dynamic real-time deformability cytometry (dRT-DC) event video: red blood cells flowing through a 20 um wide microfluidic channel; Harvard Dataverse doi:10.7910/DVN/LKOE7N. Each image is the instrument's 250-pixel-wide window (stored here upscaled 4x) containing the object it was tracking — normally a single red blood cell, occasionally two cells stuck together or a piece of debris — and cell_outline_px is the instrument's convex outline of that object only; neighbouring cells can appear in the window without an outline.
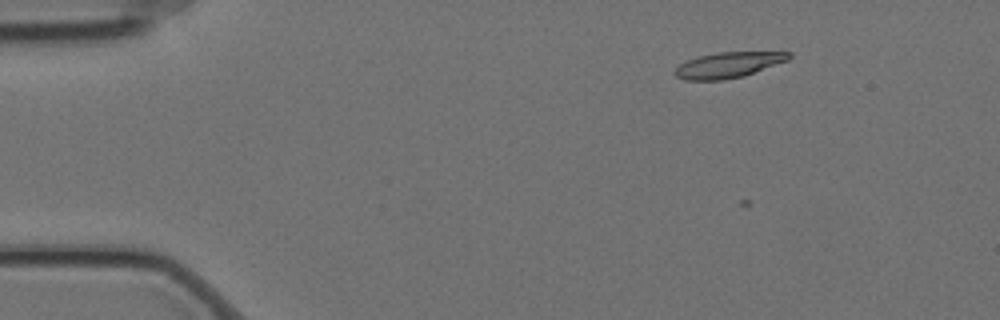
{"species": "Egyptian fruit bat (a non-hibernating species)", "species_latin": "Rousettus aegyptiacus", "temperature_condition": "cold", "stored_images_in_passage": 7, "camera_frame_rate_fps": 3000, "um_per_image_px": 0.085, "animal": {"sex": "female"}, "frame": {"image": 1, "passage_image": 3, "time_ms": 0.667, "image_size_px": [1000, 320], "cell_outline_px": [[792, 56], [788, 60], [744, 76], [720, 80], [684, 80], [676, 76], [672, 72], [680, 64], [696, 56], [716, 52], [792, 52]], "centroid_in_image_um": [61.88, 5.52], "position_along_channel_um": 23.1, "area_um2": 17.05}}